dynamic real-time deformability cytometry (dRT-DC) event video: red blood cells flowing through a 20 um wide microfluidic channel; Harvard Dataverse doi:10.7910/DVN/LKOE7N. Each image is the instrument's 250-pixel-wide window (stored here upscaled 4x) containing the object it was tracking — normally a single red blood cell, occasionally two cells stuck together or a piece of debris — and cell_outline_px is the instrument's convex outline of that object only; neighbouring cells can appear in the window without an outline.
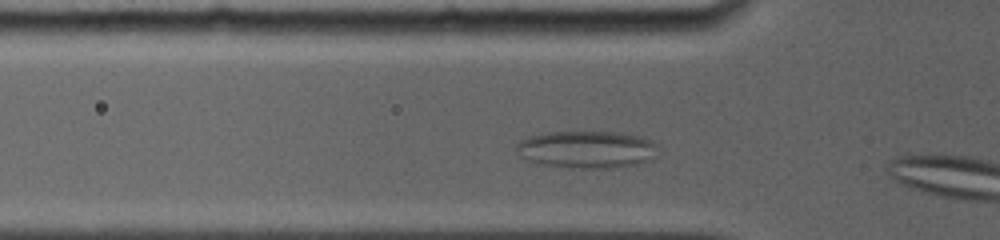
{"species": "common noctule bat (a hibernating species)", "species_latin": "Nyctalus noctula", "temperature_condition": "room temperature", "stored_images_in_passage": 10, "camera_frame_rate_fps": 5000, "um_per_image_px": 0.085, "animal": {"sex": "female", "body_mass_g": 19.0, "forearm_length_mm": 56.7}, "frame": {"image": 1, "passage_image": 7, "time_ms": 1.2, "image_size_px": [1000, 240], "cell_outline_px": [[656, 144], [652, 160], [636, 164], [616, 168], [568, 168], [544, 164], [524, 160], [516, 148], [516, 144], [520, 140], [532, 136], [548, 132], [612, 132], [636, 136], [652, 140]], "centroid_in_image_um": [49.85, 12.72], "position_along_channel_um": 76.0, "area_um2": 30.58}}